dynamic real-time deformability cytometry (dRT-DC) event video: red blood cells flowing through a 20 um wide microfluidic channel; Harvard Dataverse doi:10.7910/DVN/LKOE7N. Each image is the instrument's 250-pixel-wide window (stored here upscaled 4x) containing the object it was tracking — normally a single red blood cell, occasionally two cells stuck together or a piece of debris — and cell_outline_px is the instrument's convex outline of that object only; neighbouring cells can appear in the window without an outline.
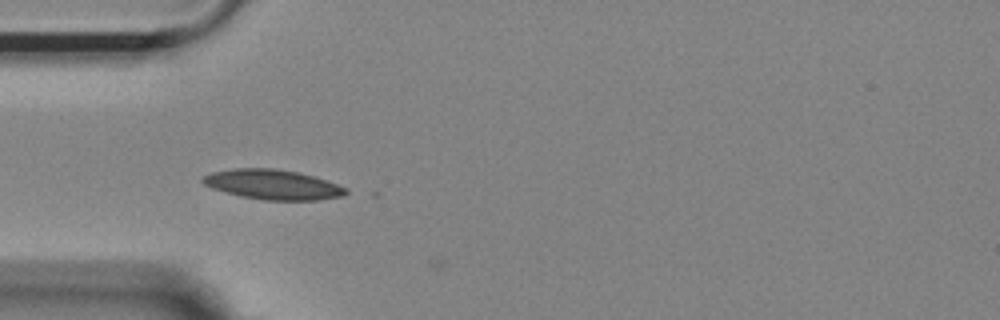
{"species": "Egyptian fruit bat (a non-hibernating species)", "species_latin": "Rousettus aegyptiacus", "temperature_condition": "room temperature", "stored_images_in_passage": 3, "camera_frame_rate_fps": 3000, "um_per_image_px": 0.085, "animal": {"sex": "female"}, "frame": {"image": 1, "passage_image": 1, "time_ms": 0.0, "image_size_px": [1000, 320], "cell_outline_px": [[348, 192], [344, 196], [320, 200], [264, 200], [240, 196], [212, 188], [204, 184], [200, 180], [204, 176], [212, 172], [232, 168], [276, 168], [300, 172], [348, 188]], "centroid_in_image_um": [23.19, 15.68], "position_along_channel_um": 61.8, "area_um2": 24.97}}